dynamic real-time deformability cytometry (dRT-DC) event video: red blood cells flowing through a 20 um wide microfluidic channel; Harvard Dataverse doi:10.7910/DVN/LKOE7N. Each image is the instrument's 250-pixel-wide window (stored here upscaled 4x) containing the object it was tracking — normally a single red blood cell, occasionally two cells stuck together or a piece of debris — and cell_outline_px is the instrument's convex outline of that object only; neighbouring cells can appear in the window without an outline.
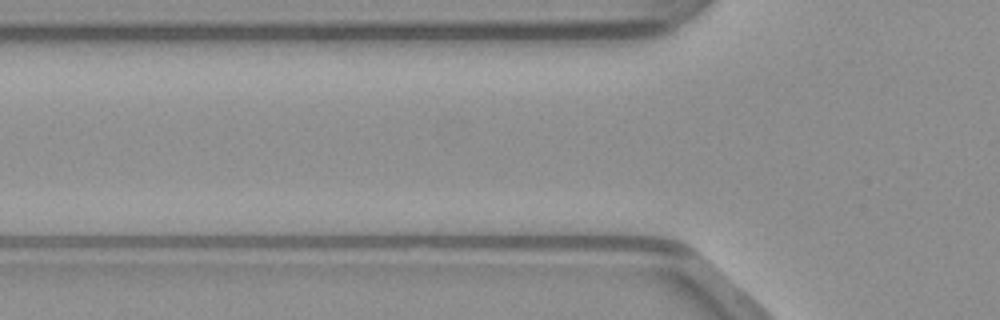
{"species": "common noctule bat (a hibernating species)", "species_latin": "Nyctalus noctula", "temperature_condition": "warm", "stored_images_in_passage": 3, "camera_frame_rate_fps": 3000, "um_per_image_px": 0.085, "animal": {"sex": "male", "body_mass_g": 23.1, "forearm_length_mm": 52.7}, "frame": {"image": 1, "passage_image": 2, "time_ms": 0.333, "image_size_px": [1000, 320], "cell_outline_px": [[704, 288], [700, 288], [448, 264], [660, 264], [680, 268], [688, 272]], "centroid_in_image_um": [51.8, 23.14], "position_along_channel_um": 74.0, "area_um2": 20.06}}